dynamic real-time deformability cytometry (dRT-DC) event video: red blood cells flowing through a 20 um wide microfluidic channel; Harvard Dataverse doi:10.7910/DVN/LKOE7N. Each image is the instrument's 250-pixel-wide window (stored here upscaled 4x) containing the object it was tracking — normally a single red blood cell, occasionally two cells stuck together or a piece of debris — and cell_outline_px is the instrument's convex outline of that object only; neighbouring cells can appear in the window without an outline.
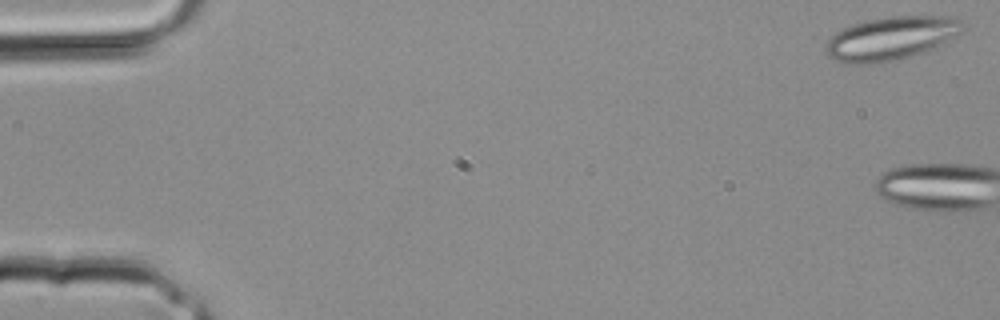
{"species": "common noctule bat (a hibernating species)", "species_latin": "Nyctalus noctula", "temperature_condition": "room temperature", "stored_images_in_passage": 3, "camera_frame_rate_fps": 3000, "um_per_image_px": 0.085, "animal": {"sex": "male", "body_mass_g": 20.4}, "frame": {"image": 1, "passage_image": 1, "time_ms": 0.0, "image_size_px": [1000, 320], "cell_outline_px": [[968, 28], [964, 32], [928, 52], [892, 60], [868, 64], [848, 64], [836, 60], [828, 56], [824, 52], [824, 48], [828, 40], [836, 32], [844, 28], [868, 20], [888, 16], [952, 16], [960, 20]], "centroid_in_image_um": [75.8, 3.26], "position_along_channel_um": 9.2, "area_um2": 34.97}}